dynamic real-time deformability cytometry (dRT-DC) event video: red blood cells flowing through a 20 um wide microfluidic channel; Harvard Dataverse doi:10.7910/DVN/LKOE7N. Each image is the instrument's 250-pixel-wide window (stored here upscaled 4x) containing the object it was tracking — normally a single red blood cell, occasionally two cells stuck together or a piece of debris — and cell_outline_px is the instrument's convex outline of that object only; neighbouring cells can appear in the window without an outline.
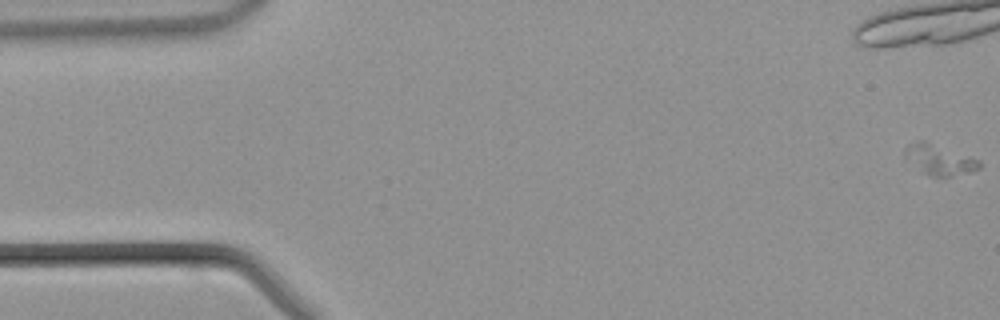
{"species": "common noctule bat (a hibernating species)", "species_latin": "Nyctalus noctula", "temperature_condition": "warm", "stored_images_in_passage": 14, "camera_frame_rate_fps": 3000, "um_per_image_px": 0.085, "animal": {"sex": "male", "body_mass_g": 21.5, "forearm_length_mm": 52.0}, "frame": {"image": 1, "passage_image": 1, "time_ms": 0.0, "image_size_px": [1000, 320], "cell_outline_px": [[980, 168], [972, 172], [948, 176], [932, 176], [924, 172], [904, 152], [912, 144], [920, 140], [924, 140], [980, 160]], "centroid_in_image_um": [79.96, 13.58], "position_along_channel_um": 5.0, "area_um2": 12.31}}